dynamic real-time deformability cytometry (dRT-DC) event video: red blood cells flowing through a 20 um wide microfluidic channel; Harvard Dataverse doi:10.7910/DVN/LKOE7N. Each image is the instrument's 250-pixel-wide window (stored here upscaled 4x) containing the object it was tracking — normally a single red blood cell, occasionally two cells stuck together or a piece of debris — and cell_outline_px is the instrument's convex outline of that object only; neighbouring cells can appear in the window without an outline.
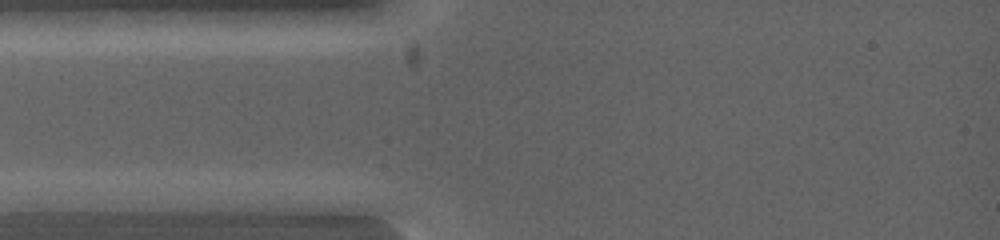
{"species": "common noctule bat (a hibernating species)", "species_latin": "Nyctalus noctula", "temperature_condition": "warm", "stored_images_in_passage": 2, "camera_frame_rate_fps": 5000, "um_per_image_px": 0.085, "animal": {"sex": "female", "body_mass_g": 19.0, "forearm_length_mm": 53.3}, "frame": {"image": 1, "passage_image": 1, "time_ms": 0.0, "image_size_px": [1000, 240], "cell_outline_px": [[120, 200], [96, 212], [16, 212], [16, 200], [76, 192]], "centroid_in_image_um": [5.49, 17.29], "position_along_channel_um": 79.5, "area_um2": 10.98}}